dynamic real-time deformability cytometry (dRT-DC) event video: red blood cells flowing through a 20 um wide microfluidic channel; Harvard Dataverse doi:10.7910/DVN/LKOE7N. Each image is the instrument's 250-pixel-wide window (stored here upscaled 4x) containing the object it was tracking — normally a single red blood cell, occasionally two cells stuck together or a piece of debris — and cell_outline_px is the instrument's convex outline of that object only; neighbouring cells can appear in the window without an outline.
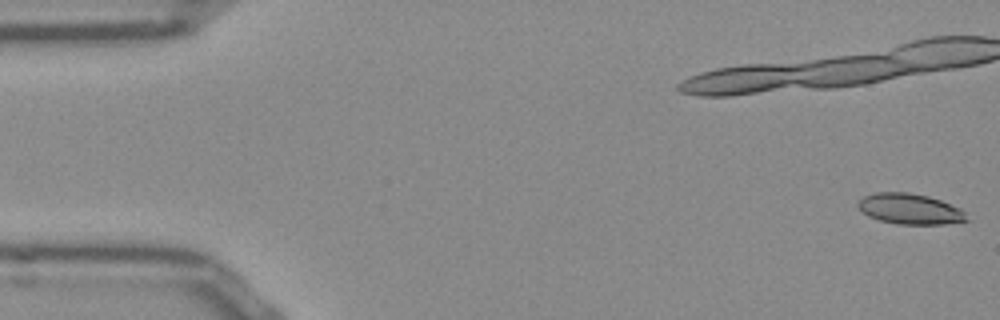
{"species": "Egyptian fruit bat (a non-hibernating species)", "species_latin": "Rousettus aegyptiacus", "temperature_condition": "room temperature", "stored_images_in_passage": 8, "camera_frame_rate_fps": 3000, "um_per_image_px": 0.085, "frame": {"image": 1, "passage_image": 1, "time_ms": 0.0, "image_size_px": [1000, 320], "cell_outline_px": [[972, 220], [944, 224], [900, 224], [880, 220], [868, 216], [856, 204], [864, 196], [876, 192], [908, 192], [928, 196], [940, 200], [960, 208]], "centroid_in_image_um": [77.38, 17.76], "position_along_channel_um": 7.6, "area_um2": 19.31}}